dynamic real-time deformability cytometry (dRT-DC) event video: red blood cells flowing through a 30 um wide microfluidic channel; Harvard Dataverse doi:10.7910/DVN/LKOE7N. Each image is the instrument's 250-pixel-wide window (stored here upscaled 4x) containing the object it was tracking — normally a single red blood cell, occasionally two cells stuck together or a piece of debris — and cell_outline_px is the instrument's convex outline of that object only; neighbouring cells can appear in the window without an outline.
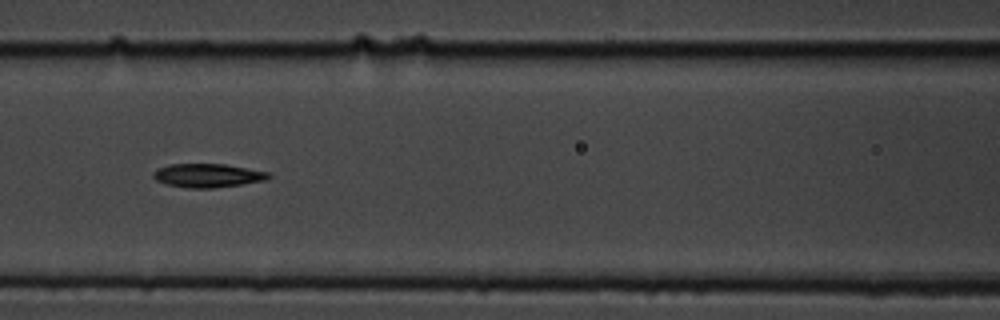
{"species": "common noctule bat (a hibernating species)", "species_latin": "Nyctalus noctula", "temperature_condition": "cold", "stored_images_in_passage": 13, "camera_frame_rate_fps": 3000, "um_per_image_px": 0.085, "animal": {"sex": "male", "body_mass_g": 19.5, "forearm_length_mm": 54.6}, "frame": {"image": 1, "passage_image": 6, "time_ms": 1.667, "image_size_px": [1000, 320], "cell_outline_px": [[272, 176], [268, 180], [212, 188], [188, 188], [168, 184], [156, 180], [152, 176], [152, 172], [168, 164], [224, 164], [272, 172]], "centroid_in_image_um": [17.71, 14.91], "position_along_channel_um": 148.9, "area_um2": 15.95}}
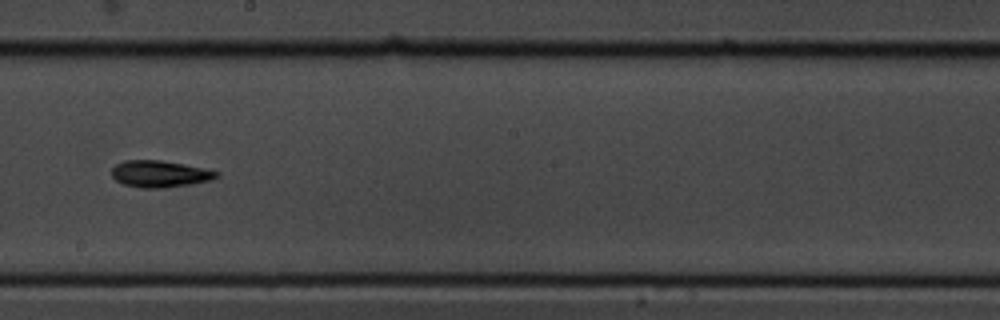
{"frame": {"image": 2, "passage_image": 8, "time_ms": 2.333, "image_size_px": [1000, 320], "cell_outline_px": [[220, 176], [212, 180], [192, 184], [164, 188], [140, 188], [124, 184], [116, 180], [112, 176], [112, 168], [116, 164], [124, 160], [160, 160], [184, 164], [204, 168], [220, 172]], "centroid_in_image_um": [13.61, 14.78], "position_along_channel_um": 234.6, "area_um2": 16.47}}
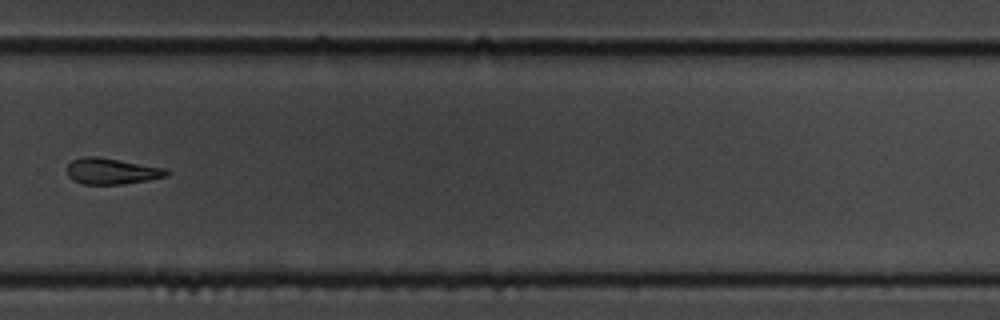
{"frame": {"image": 3, "passage_image": 10, "time_ms": 3.0, "image_size_px": [1000, 320], "cell_outline_px": [[168, 176], [148, 180], [124, 184], [84, 184], [72, 180], [68, 176], [68, 164], [72, 160], [84, 156], [96, 156], [120, 160], [164, 168], [168, 172]], "centroid_in_image_um": [9.47, 14.55], "position_along_channel_um": 320.3, "area_um2": 15.03}}